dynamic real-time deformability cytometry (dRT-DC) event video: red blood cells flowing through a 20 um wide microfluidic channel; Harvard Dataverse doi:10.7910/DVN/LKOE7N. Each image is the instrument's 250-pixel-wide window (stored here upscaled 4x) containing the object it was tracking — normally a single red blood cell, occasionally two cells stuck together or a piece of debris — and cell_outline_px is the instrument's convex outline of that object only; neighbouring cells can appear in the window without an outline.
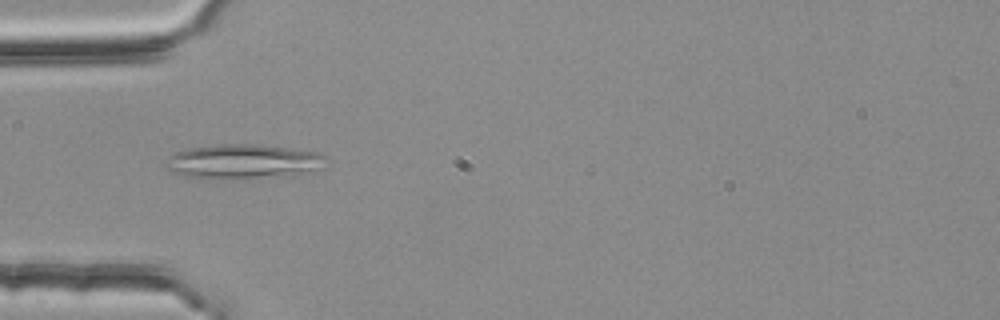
{"species": "common noctule bat (a hibernating species)", "species_latin": "Nyctalus noctula", "temperature_condition": "room temperature", "stored_images_in_passage": 4, "camera_frame_rate_fps": 3000, "um_per_image_px": 0.085, "animal": {"sex": "female", "body_mass_g": 25.1}, "frame": {"image": 1, "passage_image": 4, "time_ms": 1.0, "image_size_px": [1000, 320], "cell_outline_px": [[324, 156], [316, 168], [308, 172], [248, 180], [208, 180], [180, 176], [168, 168], [168, 156], [176, 152], [188, 148], [224, 144], [260, 144], [316, 152]], "centroid_in_image_um": [20.54, 13.76], "position_along_channel_um": 64.5, "area_um2": 32.31}}